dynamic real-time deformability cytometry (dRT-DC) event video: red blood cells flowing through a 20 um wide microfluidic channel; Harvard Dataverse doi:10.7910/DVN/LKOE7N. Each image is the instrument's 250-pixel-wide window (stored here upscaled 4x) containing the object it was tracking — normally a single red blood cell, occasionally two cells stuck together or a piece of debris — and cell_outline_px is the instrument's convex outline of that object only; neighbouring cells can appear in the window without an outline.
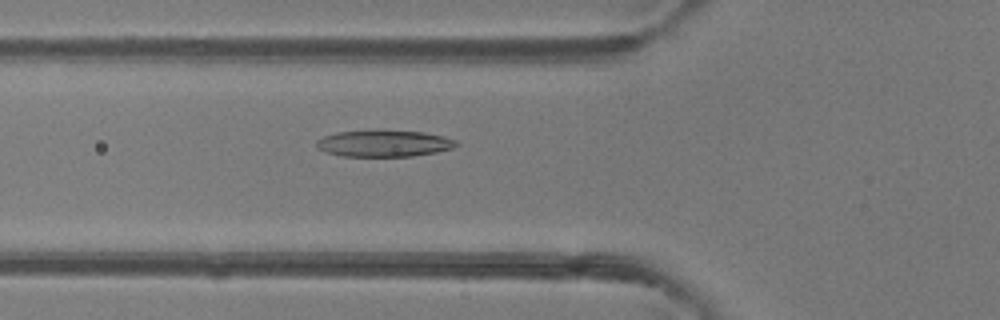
{"species": "common noctule bat (a hibernating species)", "species_latin": "Nyctalus noctula", "temperature_condition": "room temperature", "stored_images_in_passage": 49, "camera_frame_rate_fps": 3000, "um_per_image_px": 0.085, "animal": {"sex": "female"}, "frame": {"image": 1, "passage_image": 18, "time_ms": 5.667, "image_size_px": [1000, 320], "cell_outline_px": [[460, 144], [456, 148], [436, 152], [412, 156], [344, 156], [328, 152], [316, 148], [316, 140], [324, 136], [336, 132], [376, 128], [424, 132], [444, 136], [456, 140]], "centroid_in_image_um": [32.66, 12.15], "position_along_channel_um": 93.1, "area_um2": 22.37}}
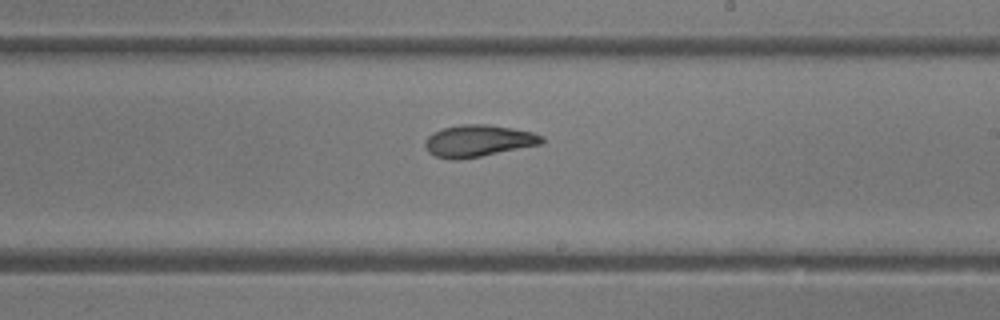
{"frame": {"image": 2, "passage_image": 29, "time_ms": 9.333, "image_size_px": [1000, 320], "cell_outline_px": [[544, 140], [540, 144], [480, 156], [456, 160], [452, 160], [436, 156], [428, 152], [424, 144], [424, 140], [432, 132], [440, 128], [460, 124], [488, 124], [512, 128], [532, 132], [544, 136]], "centroid_in_image_um": [40.6, 11.96], "position_along_channel_um": 248.4, "area_um2": 21.68}}
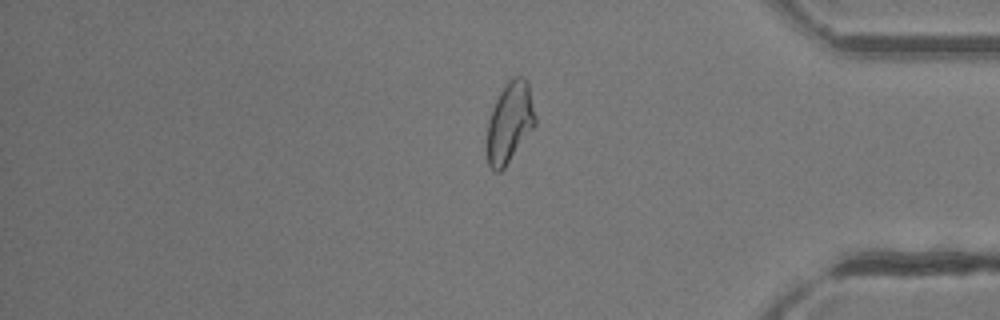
{"frame": {"image": 3, "passage_image": 41, "time_ms": 13.333, "image_size_px": [1000, 320], "cell_outline_px": [[536, 124], [504, 168], [500, 172], [496, 172], [488, 164], [488, 120], [492, 108], [504, 84], [512, 76], [524, 76], [528, 80], [536, 116]], "centroid_in_image_um": [43.35, 10.34], "position_along_channel_um": 391.9, "area_um2": 22.6}, "authors_computed_cell_mechanics": {"area_um2": 22.9466, "velocity_mm_per_s": 4.2173, "shape_relaxation_time_tau1_ms": 5.8242, "shape_relaxation_time_tau2_ms": 2.3582, "deformation_change_tau1": 0.2186, "deformation_change_tau2": 0.0935}}